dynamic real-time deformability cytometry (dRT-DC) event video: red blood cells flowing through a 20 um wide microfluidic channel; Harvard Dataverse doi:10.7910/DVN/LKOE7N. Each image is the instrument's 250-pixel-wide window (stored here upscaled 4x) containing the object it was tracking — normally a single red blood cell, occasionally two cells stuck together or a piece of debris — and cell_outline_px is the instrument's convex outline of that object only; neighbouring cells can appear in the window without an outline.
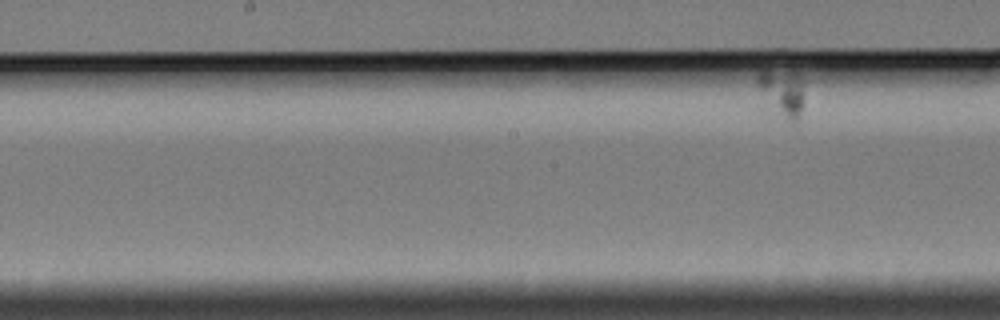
{"species": "Egyptian fruit bat (a non-hibernating species)", "species_latin": "Rousettus aegyptiacus", "temperature_condition": "cold", "stored_images_in_passage": 9, "segment_of_instrument_passage": [2, 2], "camera_frame_rate_fps": 3000, "um_per_image_px": 0.085, "animal": {"sex": "female"}, "frame": {"image": 1, "passage_image": 9, "time_ms": 10.333, "image_size_px": [1000, 320], "cell_outline_px": [[804, 104], [800, 116], [792, 124], [780, 112], [760, 88], [756, 80], [764, 72], [792, 72], [800, 80], [804, 100]], "centroid_in_image_um": [66.6, 7.9], "position_along_channel_um": 181.6, "area_um2": 11.27}}